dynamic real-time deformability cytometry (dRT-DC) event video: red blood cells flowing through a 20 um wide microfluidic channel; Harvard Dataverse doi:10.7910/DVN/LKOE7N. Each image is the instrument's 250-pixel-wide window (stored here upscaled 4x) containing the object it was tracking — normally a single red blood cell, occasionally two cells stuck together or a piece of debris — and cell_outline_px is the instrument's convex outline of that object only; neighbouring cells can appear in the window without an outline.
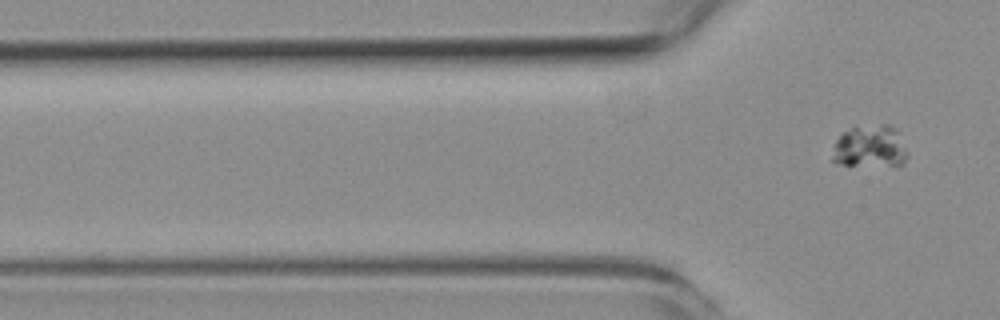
{"species": "common noctule bat (a hibernating species)", "species_latin": "Nyctalus noctula", "temperature_condition": "room temperature", "stored_images_in_passage": 2, "camera_frame_rate_fps": 3000, "um_per_image_px": 0.085, "animal": {"sex": "female", "body_mass_g": 19.3, "forearm_length_mm": 54.1}, "frame": {"image": 1, "passage_image": 2, "time_ms": 2.333, "image_size_px": [1000, 320], "cell_outline_px": [[908, 156], [904, 164], [836, 164], [832, 160], [832, 156], [836, 140], [844, 132], [852, 128], [884, 124], [888, 124], [892, 128], [908, 152]], "centroid_in_image_um": [73.93, 12.46], "position_along_channel_um": 51.9, "area_um2": 17.69}}